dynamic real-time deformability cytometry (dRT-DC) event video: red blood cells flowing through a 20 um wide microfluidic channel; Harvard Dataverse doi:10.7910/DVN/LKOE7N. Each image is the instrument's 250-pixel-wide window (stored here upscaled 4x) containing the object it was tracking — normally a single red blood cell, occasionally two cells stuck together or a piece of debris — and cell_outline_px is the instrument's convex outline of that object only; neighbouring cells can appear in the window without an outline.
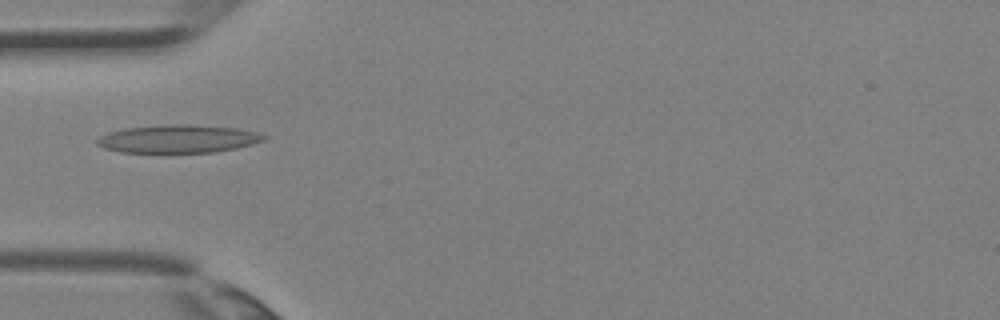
{"species": "Egyptian fruit bat (a non-hibernating species)", "species_latin": "Rousettus aegyptiacus", "temperature_condition": "room temperature", "stored_images_in_passage": 3, "camera_frame_rate_fps": 3000, "um_per_image_px": 0.085, "animal": {"sex": "female"}, "frame": {"image": 1, "passage_image": 3, "time_ms": 0.667, "image_size_px": [1000, 320], "cell_outline_px": [[268, 136], [264, 140], [252, 144], [236, 148], [212, 152], [120, 152], [104, 148], [96, 144], [96, 140], [100, 136], [108, 132], [124, 128], [172, 124], [188, 124], [236, 128], [256, 132]], "centroid_in_image_um": [15.12, 11.8], "position_along_channel_um": 69.9, "area_um2": 27.11}}